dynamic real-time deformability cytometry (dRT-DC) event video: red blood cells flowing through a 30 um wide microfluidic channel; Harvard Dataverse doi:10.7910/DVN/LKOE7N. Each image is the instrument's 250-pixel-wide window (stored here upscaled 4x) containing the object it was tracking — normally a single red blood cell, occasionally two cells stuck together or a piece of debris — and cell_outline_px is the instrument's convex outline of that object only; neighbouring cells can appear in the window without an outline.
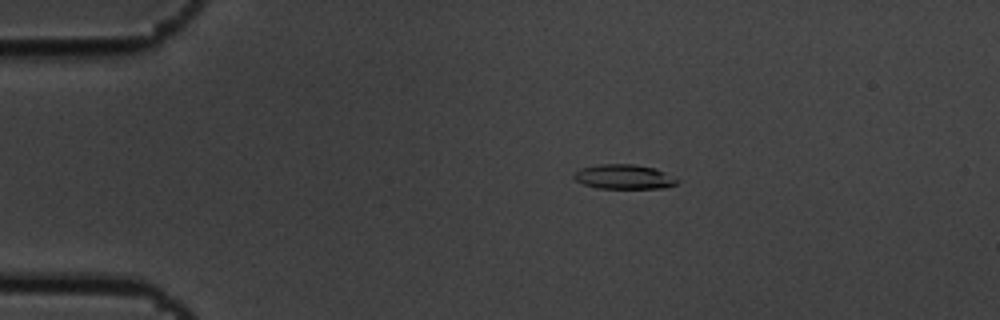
{"species": "common noctule bat (a hibernating species)", "species_latin": "Nyctalus noctula", "temperature_condition": "cold", "stored_images_in_passage": 6, "camera_frame_rate_fps": 3000, "um_per_image_px": 0.085, "animal": {"sex": "male", "body_mass_g": 19.5, "forearm_length_mm": 54.6}, "frame": {"image": 1, "passage_image": 2, "time_ms": 0.333, "image_size_px": [1000, 320], "cell_outline_px": [[680, 180], [676, 184], [664, 188], [596, 188], [584, 184], [576, 180], [572, 176], [580, 168], [600, 164], [632, 164], [656, 168]], "centroid_in_image_um": [53.04, 15.02], "position_along_channel_um": 32.0, "area_um2": 14.74}}
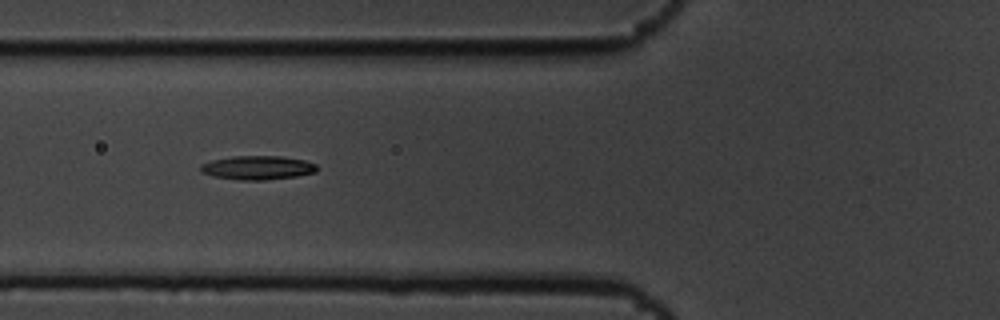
{"frame": {"image": 2, "passage_image": 5, "time_ms": 1.333, "image_size_px": [1000, 320], "cell_outline_px": [[316, 172], [296, 176], [264, 180], [240, 180], [216, 176], [200, 172], [200, 164], [212, 160], [232, 156], [280, 156], [304, 160], [316, 164]], "centroid_in_image_um": [21.88, 14.25], "position_along_channel_um": 103.9, "area_um2": 16.07}}
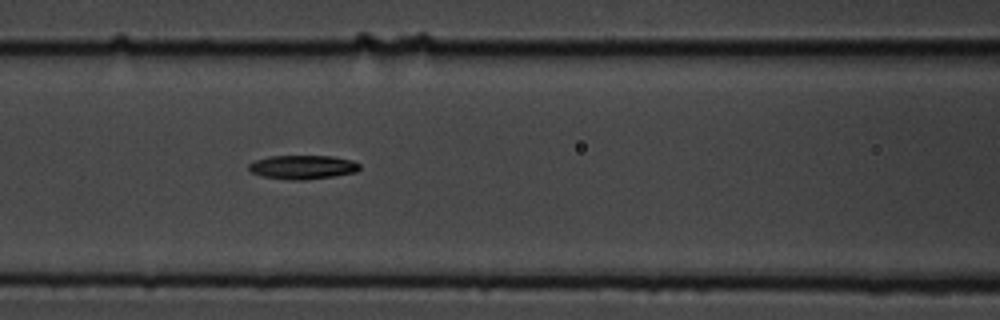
{"frame": {"image": 3, "passage_image": 6, "time_ms": 1.667, "image_size_px": [1000, 320], "cell_outline_px": [[360, 168], [356, 172], [336, 176], [304, 180], [292, 180], [264, 176], [252, 172], [248, 168], [248, 164], [256, 160], [268, 156], [332, 156], [352, 160], [360, 164]], "centroid_in_image_um": [25.76, 14.2], "position_along_channel_um": 140.8, "area_um2": 15.43}}